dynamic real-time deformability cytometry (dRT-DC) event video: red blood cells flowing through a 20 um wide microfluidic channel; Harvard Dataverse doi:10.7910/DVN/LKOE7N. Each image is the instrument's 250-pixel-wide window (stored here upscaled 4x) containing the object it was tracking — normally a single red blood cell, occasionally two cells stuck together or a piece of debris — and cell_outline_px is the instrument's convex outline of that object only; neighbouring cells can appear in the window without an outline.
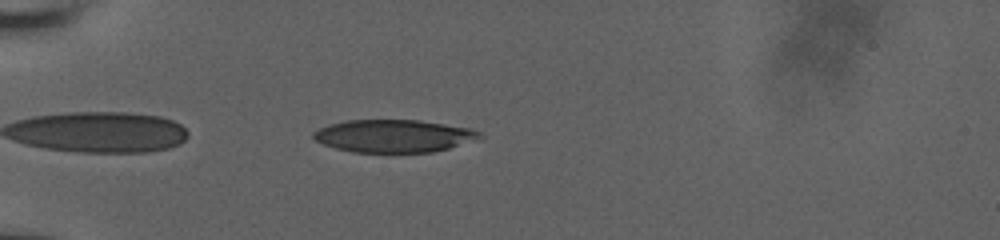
{"species": "human", "species_latin": "Homo sapiens", "temperature_condition": "room temperature", "stored_images_in_passage": 39, "camera_frame_rate_fps": 3000, "um_per_image_px": 0.085, "donor": {"sex": "male"}, "frame": {"image": 1, "passage_image": 2, "time_ms": 0.333, "image_size_px": [1000, 240], "cell_outline_px": [[484, 136], [448, 148], [432, 152], [352, 152], [336, 148], [324, 144], [316, 140], [312, 136], [312, 132], [320, 128], [332, 124], [348, 120], [420, 120], [468, 128], [480, 132]], "centroid_in_image_um": [33.44, 11.55], "position_along_channel_um": 51.6, "area_um2": 31.21}}
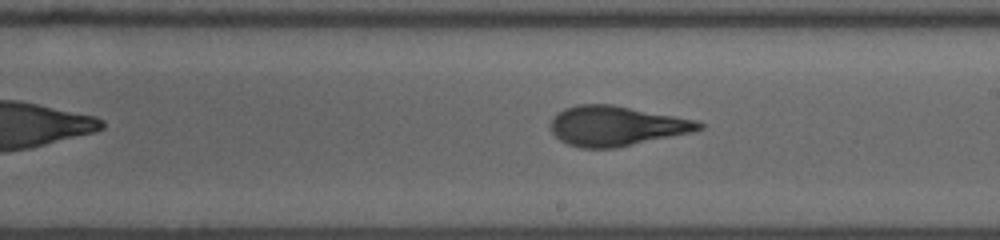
{"frame": {"image": 2, "passage_image": 18, "time_ms": 5.667, "image_size_px": [1000, 240], "cell_outline_px": [[704, 128], [692, 132], [616, 148], [580, 148], [568, 144], [560, 140], [552, 132], [552, 116], [564, 108], [576, 104], [612, 104], [696, 120], [704, 124]], "centroid_in_image_um": [52.37, 10.7], "position_along_channel_um": 236.6, "area_um2": 34.39}}
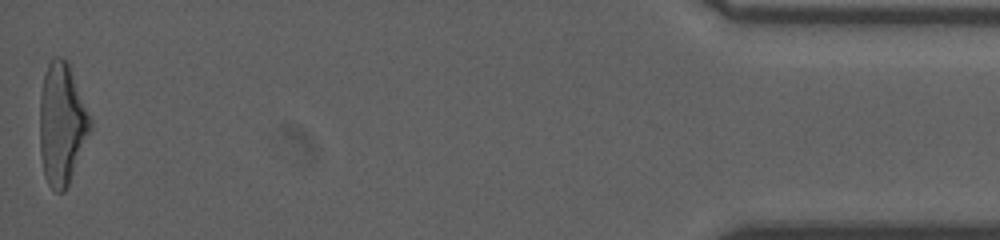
{"frame": {"image": 3, "passage_image": 39, "time_ms": 12.667, "image_size_px": [1000, 240], "cell_outline_px": [[92, 128], [68, 184], [64, 192], [56, 192], [48, 184], [44, 176], [40, 152], [40, 96], [44, 72], [48, 64], [56, 56], [60, 56], [68, 60], [92, 120]], "centroid_in_image_um": [5.26, 10.51], "position_along_channel_um": 429.9, "area_um2": 35.95}, "authors_computed_cell_mechanics": {"area_um2": 33.9286, "velocity_mm_per_s": 3.9531, "shape_relaxation_time_tau1_ms": 5.3052, "shape_relaxation_time_tau2_ms": 1.0527, "deformation_change_tau1": 0.1951, "deformation_change_tau2": 0.0769}}